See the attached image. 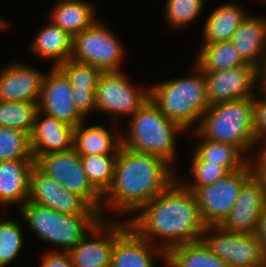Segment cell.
Segmentation results:
<instances>
[{"label": "cell", "instance_id": "obj_1", "mask_svg": "<svg viewBox=\"0 0 266 267\" xmlns=\"http://www.w3.org/2000/svg\"><path fill=\"white\" fill-rule=\"evenodd\" d=\"M138 212L127 217L129 225L165 254L177 245L200 241L206 229L194 192L177 178Z\"/></svg>", "mask_w": 266, "mask_h": 267}, {"label": "cell", "instance_id": "obj_2", "mask_svg": "<svg viewBox=\"0 0 266 267\" xmlns=\"http://www.w3.org/2000/svg\"><path fill=\"white\" fill-rule=\"evenodd\" d=\"M169 164L160 156L137 152L121 144L112 184L102 196V219L108 209L120 217L135 215L177 178Z\"/></svg>", "mask_w": 266, "mask_h": 267}, {"label": "cell", "instance_id": "obj_3", "mask_svg": "<svg viewBox=\"0 0 266 267\" xmlns=\"http://www.w3.org/2000/svg\"><path fill=\"white\" fill-rule=\"evenodd\" d=\"M192 75L179 77L150 87V99L169 119L185 130H193L209 108L204 72L195 64Z\"/></svg>", "mask_w": 266, "mask_h": 267}, {"label": "cell", "instance_id": "obj_4", "mask_svg": "<svg viewBox=\"0 0 266 267\" xmlns=\"http://www.w3.org/2000/svg\"><path fill=\"white\" fill-rule=\"evenodd\" d=\"M254 101L255 96L209 106L195 131L204 139L237 146L250 159L248 153L251 151L252 154L251 149L257 146L254 139Z\"/></svg>", "mask_w": 266, "mask_h": 267}, {"label": "cell", "instance_id": "obj_5", "mask_svg": "<svg viewBox=\"0 0 266 267\" xmlns=\"http://www.w3.org/2000/svg\"><path fill=\"white\" fill-rule=\"evenodd\" d=\"M129 119L126 136L121 134L123 146L160 156L170 165L176 160V135L186 131L179 123L166 117L151 99Z\"/></svg>", "mask_w": 266, "mask_h": 267}, {"label": "cell", "instance_id": "obj_6", "mask_svg": "<svg viewBox=\"0 0 266 267\" xmlns=\"http://www.w3.org/2000/svg\"><path fill=\"white\" fill-rule=\"evenodd\" d=\"M37 237L60 251L71 250L101 219V214H66L27 201L18 209Z\"/></svg>", "mask_w": 266, "mask_h": 267}, {"label": "cell", "instance_id": "obj_7", "mask_svg": "<svg viewBox=\"0 0 266 267\" xmlns=\"http://www.w3.org/2000/svg\"><path fill=\"white\" fill-rule=\"evenodd\" d=\"M108 25L97 20L73 36L72 60L92 64L102 73L120 72L125 48Z\"/></svg>", "mask_w": 266, "mask_h": 267}, {"label": "cell", "instance_id": "obj_8", "mask_svg": "<svg viewBox=\"0 0 266 267\" xmlns=\"http://www.w3.org/2000/svg\"><path fill=\"white\" fill-rule=\"evenodd\" d=\"M124 72L102 73L95 89L96 111L104 112L111 122L118 123V118L131 117L150 99V86L135 87Z\"/></svg>", "mask_w": 266, "mask_h": 267}, {"label": "cell", "instance_id": "obj_9", "mask_svg": "<svg viewBox=\"0 0 266 267\" xmlns=\"http://www.w3.org/2000/svg\"><path fill=\"white\" fill-rule=\"evenodd\" d=\"M35 166L63 188L81 196L92 208L102 212V196L89 183L80 156L74 149L34 157Z\"/></svg>", "mask_w": 266, "mask_h": 267}, {"label": "cell", "instance_id": "obj_10", "mask_svg": "<svg viewBox=\"0 0 266 267\" xmlns=\"http://www.w3.org/2000/svg\"><path fill=\"white\" fill-rule=\"evenodd\" d=\"M201 240L230 267L266 266V257L255 234L229 232L220 226H206Z\"/></svg>", "mask_w": 266, "mask_h": 267}, {"label": "cell", "instance_id": "obj_11", "mask_svg": "<svg viewBox=\"0 0 266 267\" xmlns=\"http://www.w3.org/2000/svg\"><path fill=\"white\" fill-rule=\"evenodd\" d=\"M252 176L250 161L241 169L195 192L201 218L206 226H219L232 209L242 185Z\"/></svg>", "mask_w": 266, "mask_h": 267}, {"label": "cell", "instance_id": "obj_12", "mask_svg": "<svg viewBox=\"0 0 266 267\" xmlns=\"http://www.w3.org/2000/svg\"><path fill=\"white\" fill-rule=\"evenodd\" d=\"M101 219L71 250L74 267H111L115 239L129 226L124 221ZM126 220V221H125Z\"/></svg>", "mask_w": 266, "mask_h": 267}, {"label": "cell", "instance_id": "obj_13", "mask_svg": "<svg viewBox=\"0 0 266 267\" xmlns=\"http://www.w3.org/2000/svg\"><path fill=\"white\" fill-rule=\"evenodd\" d=\"M210 106L237 99H250L260 85L259 69L243 65L228 70L204 72ZM255 87V88H254Z\"/></svg>", "mask_w": 266, "mask_h": 267}, {"label": "cell", "instance_id": "obj_14", "mask_svg": "<svg viewBox=\"0 0 266 267\" xmlns=\"http://www.w3.org/2000/svg\"><path fill=\"white\" fill-rule=\"evenodd\" d=\"M28 201L66 214H100L81 196L63 188L36 166L30 174Z\"/></svg>", "mask_w": 266, "mask_h": 267}, {"label": "cell", "instance_id": "obj_15", "mask_svg": "<svg viewBox=\"0 0 266 267\" xmlns=\"http://www.w3.org/2000/svg\"><path fill=\"white\" fill-rule=\"evenodd\" d=\"M38 108L74 128L86 120L74 105L69 79L58 67L51 66L50 72L45 73Z\"/></svg>", "mask_w": 266, "mask_h": 267}, {"label": "cell", "instance_id": "obj_16", "mask_svg": "<svg viewBox=\"0 0 266 267\" xmlns=\"http://www.w3.org/2000/svg\"><path fill=\"white\" fill-rule=\"evenodd\" d=\"M265 208L261 186L252 175L242 185L232 209L219 226L229 232L255 234Z\"/></svg>", "mask_w": 266, "mask_h": 267}, {"label": "cell", "instance_id": "obj_17", "mask_svg": "<svg viewBox=\"0 0 266 267\" xmlns=\"http://www.w3.org/2000/svg\"><path fill=\"white\" fill-rule=\"evenodd\" d=\"M45 74L39 68L10 62L0 70V100L39 102Z\"/></svg>", "mask_w": 266, "mask_h": 267}, {"label": "cell", "instance_id": "obj_18", "mask_svg": "<svg viewBox=\"0 0 266 267\" xmlns=\"http://www.w3.org/2000/svg\"><path fill=\"white\" fill-rule=\"evenodd\" d=\"M73 142V126L38 110L30 135L33 157L72 150Z\"/></svg>", "mask_w": 266, "mask_h": 267}, {"label": "cell", "instance_id": "obj_19", "mask_svg": "<svg viewBox=\"0 0 266 267\" xmlns=\"http://www.w3.org/2000/svg\"><path fill=\"white\" fill-rule=\"evenodd\" d=\"M158 256L165 262L166 254L129 225L115 239L111 267H155Z\"/></svg>", "mask_w": 266, "mask_h": 267}, {"label": "cell", "instance_id": "obj_20", "mask_svg": "<svg viewBox=\"0 0 266 267\" xmlns=\"http://www.w3.org/2000/svg\"><path fill=\"white\" fill-rule=\"evenodd\" d=\"M34 159L0 162V207L18 205L21 208L29 196L30 174Z\"/></svg>", "mask_w": 266, "mask_h": 267}, {"label": "cell", "instance_id": "obj_21", "mask_svg": "<svg viewBox=\"0 0 266 267\" xmlns=\"http://www.w3.org/2000/svg\"><path fill=\"white\" fill-rule=\"evenodd\" d=\"M230 42L246 63L260 70L266 62V17L249 14Z\"/></svg>", "mask_w": 266, "mask_h": 267}, {"label": "cell", "instance_id": "obj_22", "mask_svg": "<svg viewBox=\"0 0 266 267\" xmlns=\"http://www.w3.org/2000/svg\"><path fill=\"white\" fill-rule=\"evenodd\" d=\"M85 122L74 128L73 149L79 156L118 154L122 142L117 123L111 122L110 131L99 123L85 127Z\"/></svg>", "mask_w": 266, "mask_h": 267}, {"label": "cell", "instance_id": "obj_23", "mask_svg": "<svg viewBox=\"0 0 266 267\" xmlns=\"http://www.w3.org/2000/svg\"><path fill=\"white\" fill-rule=\"evenodd\" d=\"M72 43L73 36L49 21L36 33L30 48L41 59L52 60V67H58L71 58Z\"/></svg>", "mask_w": 266, "mask_h": 267}, {"label": "cell", "instance_id": "obj_24", "mask_svg": "<svg viewBox=\"0 0 266 267\" xmlns=\"http://www.w3.org/2000/svg\"><path fill=\"white\" fill-rule=\"evenodd\" d=\"M238 3L226 2L216 7L203 26V44L230 41L232 34L249 14Z\"/></svg>", "mask_w": 266, "mask_h": 267}, {"label": "cell", "instance_id": "obj_25", "mask_svg": "<svg viewBox=\"0 0 266 267\" xmlns=\"http://www.w3.org/2000/svg\"><path fill=\"white\" fill-rule=\"evenodd\" d=\"M50 21L74 36L91 27L97 18L92 3L84 0H57L54 2Z\"/></svg>", "mask_w": 266, "mask_h": 267}, {"label": "cell", "instance_id": "obj_26", "mask_svg": "<svg viewBox=\"0 0 266 267\" xmlns=\"http://www.w3.org/2000/svg\"><path fill=\"white\" fill-rule=\"evenodd\" d=\"M200 141L191 149L194 160H205L224 166L229 172L243 168L248 162L246 155L235 145L202 138L194 129L192 133ZM245 157V158H244Z\"/></svg>", "mask_w": 266, "mask_h": 267}, {"label": "cell", "instance_id": "obj_27", "mask_svg": "<svg viewBox=\"0 0 266 267\" xmlns=\"http://www.w3.org/2000/svg\"><path fill=\"white\" fill-rule=\"evenodd\" d=\"M169 267H230L200 240L171 248L165 256Z\"/></svg>", "mask_w": 266, "mask_h": 267}, {"label": "cell", "instance_id": "obj_28", "mask_svg": "<svg viewBox=\"0 0 266 267\" xmlns=\"http://www.w3.org/2000/svg\"><path fill=\"white\" fill-rule=\"evenodd\" d=\"M195 63L203 72L228 70L246 63L230 41L200 45Z\"/></svg>", "mask_w": 266, "mask_h": 267}, {"label": "cell", "instance_id": "obj_29", "mask_svg": "<svg viewBox=\"0 0 266 267\" xmlns=\"http://www.w3.org/2000/svg\"><path fill=\"white\" fill-rule=\"evenodd\" d=\"M80 159L89 183L103 196L112 184L117 154L84 155Z\"/></svg>", "mask_w": 266, "mask_h": 267}, {"label": "cell", "instance_id": "obj_30", "mask_svg": "<svg viewBox=\"0 0 266 267\" xmlns=\"http://www.w3.org/2000/svg\"><path fill=\"white\" fill-rule=\"evenodd\" d=\"M38 103L0 100V126L16 129L31 135L35 117L39 110Z\"/></svg>", "mask_w": 266, "mask_h": 267}, {"label": "cell", "instance_id": "obj_31", "mask_svg": "<svg viewBox=\"0 0 266 267\" xmlns=\"http://www.w3.org/2000/svg\"><path fill=\"white\" fill-rule=\"evenodd\" d=\"M19 159H34L30 146V135L0 126V162Z\"/></svg>", "mask_w": 266, "mask_h": 267}, {"label": "cell", "instance_id": "obj_32", "mask_svg": "<svg viewBox=\"0 0 266 267\" xmlns=\"http://www.w3.org/2000/svg\"><path fill=\"white\" fill-rule=\"evenodd\" d=\"M22 226L17 220L0 218V267H7L21 252Z\"/></svg>", "mask_w": 266, "mask_h": 267}, {"label": "cell", "instance_id": "obj_33", "mask_svg": "<svg viewBox=\"0 0 266 267\" xmlns=\"http://www.w3.org/2000/svg\"><path fill=\"white\" fill-rule=\"evenodd\" d=\"M205 0H166L165 18L171 29H183L195 21L204 9Z\"/></svg>", "mask_w": 266, "mask_h": 267}, {"label": "cell", "instance_id": "obj_34", "mask_svg": "<svg viewBox=\"0 0 266 267\" xmlns=\"http://www.w3.org/2000/svg\"><path fill=\"white\" fill-rule=\"evenodd\" d=\"M191 166L189 173L192 175V182L187 183L177 179L186 189L195 192L199 187L215 183L224 178L229 171L219 164L210 163L205 160H190Z\"/></svg>", "mask_w": 266, "mask_h": 267}, {"label": "cell", "instance_id": "obj_35", "mask_svg": "<svg viewBox=\"0 0 266 267\" xmlns=\"http://www.w3.org/2000/svg\"><path fill=\"white\" fill-rule=\"evenodd\" d=\"M58 68L69 79L72 88H96L102 72L88 63L69 59Z\"/></svg>", "mask_w": 266, "mask_h": 267}, {"label": "cell", "instance_id": "obj_36", "mask_svg": "<svg viewBox=\"0 0 266 267\" xmlns=\"http://www.w3.org/2000/svg\"><path fill=\"white\" fill-rule=\"evenodd\" d=\"M96 88H72V99L78 112L86 118L96 110Z\"/></svg>", "mask_w": 266, "mask_h": 267}, {"label": "cell", "instance_id": "obj_37", "mask_svg": "<svg viewBox=\"0 0 266 267\" xmlns=\"http://www.w3.org/2000/svg\"><path fill=\"white\" fill-rule=\"evenodd\" d=\"M262 96H255L254 101V139L263 144L266 142V93L262 92Z\"/></svg>", "mask_w": 266, "mask_h": 267}, {"label": "cell", "instance_id": "obj_38", "mask_svg": "<svg viewBox=\"0 0 266 267\" xmlns=\"http://www.w3.org/2000/svg\"><path fill=\"white\" fill-rule=\"evenodd\" d=\"M41 258V267H74L68 251L50 250Z\"/></svg>", "mask_w": 266, "mask_h": 267}, {"label": "cell", "instance_id": "obj_39", "mask_svg": "<svg viewBox=\"0 0 266 267\" xmlns=\"http://www.w3.org/2000/svg\"><path fill=\"white\" fill-rule=\"evenodd\" d=\"M249 161L252 175L259 182L266 201V163L258 155L256 158L251 157Z\"/></svg>", "mask_w": 266, "mask_h": 267}, {"label": "cell", "instance_id": "obj_40", "mask_svg": "<svg viewBox=\"0 0 266 267\" xmlns=\"http://www.w3.org/2000/svg\"><path fill=\"white\" fill-rule=\"evenodd\" d=\"M255 236L261 245L263 254L266 257V208L258 221Z\"/></svg>", "mask_w": 266, "mask_h": 267}, {"label": "cell", "instance_id": "obj_41", "mask_svg": "<svg viewBox=\"0 0 266 267\" xmlns=\"http://www.w3.org/2000/svg\"><path fill=\"white\" fill-rule=\"evenodd\" d=\"M259 80H260V86L258 87L259 93L264 92L266 93V62L259 70Z\"/></svg>", "mask_w": 266, "mask_h": 267}, {"label": "cell", "instance_id": "obj_42", "mask_svg": "<svg viewBox=\"0 0 266 267\" xmlns=\"http://www.w3.org/2000/svg\"><path fill=\"white\" fill-rule=\"evenodd\" d=\"M258 152L257 155L266 163V142H263L262 147Z\"/></svg>", "mask_w": 266, "mask_h": 267}, {"label": "cell", "instance_id": "obj_43", "mask_svg": "<svg viewBox=\"0 0 266 267\" xmlns=\"http://www.w3.org/2000/svg\"><path fill=\"white\" fill-rule=\"evenodd\" d=\"M7 25V21H5V19L1 18L0 16V30L6 28Z\"/></svg>", "mask_w": 266, "mask_h": 267}]
</instances>
